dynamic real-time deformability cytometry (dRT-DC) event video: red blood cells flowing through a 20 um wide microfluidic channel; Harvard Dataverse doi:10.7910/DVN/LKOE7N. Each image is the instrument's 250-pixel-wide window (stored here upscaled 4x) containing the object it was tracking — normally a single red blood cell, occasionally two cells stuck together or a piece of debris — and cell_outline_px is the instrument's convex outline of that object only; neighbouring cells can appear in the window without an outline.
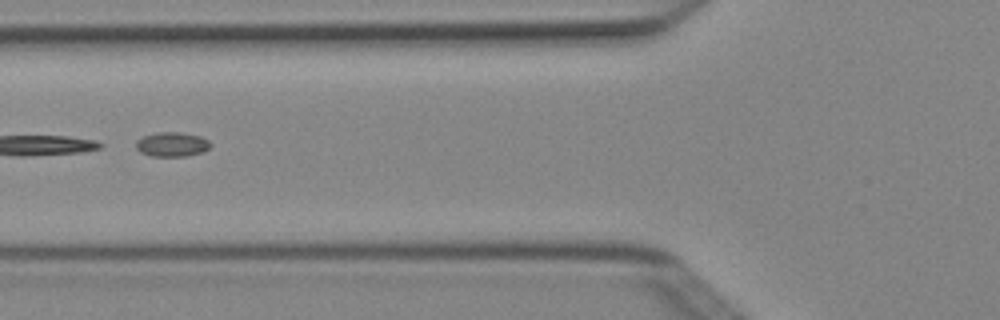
{"species": "Egyptian fruit bat (a non-hibernating species)", "species_latin": "Rousettus aegyptiacus", "temperature_condition": "cold", "stored_images_in_passage": 7, "segment_of_instrument_passage": [2, 2], "camera_frame_rate_fps": 3000, "um_per_image_px": 0.085, "animal": {"sex": "female"}, "frame": {"image": 1, "passage_image": 6, "time_ms": 1.667, "image_size_px": [1000, 320], "cell_outline_px": [[212, 144], [204, 152], [188, 156], [152, 156], [140, 152], [136, 148], [136, 140], [144, 136], [160, 132], [180, 132], [200, 136], [208, 140]], "centroid_in_image_um": [14.64, 12.27], "position_along_channel_um": 111.2, "area_um2": 10.64}}
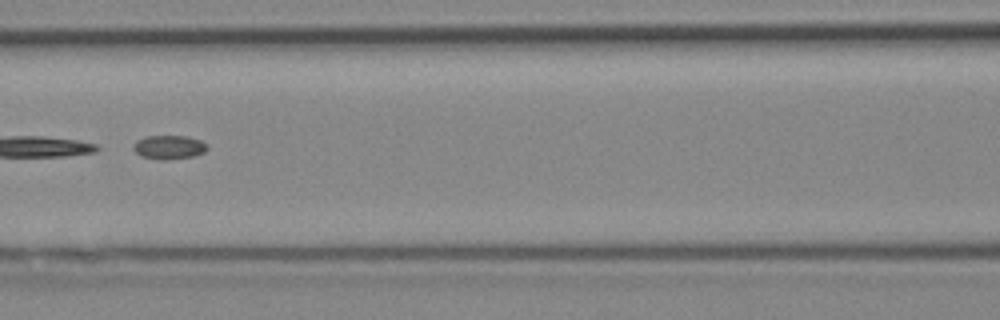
{"frame": {"image": 2, "passage_image": 7, "time_ms": 2.0, "image_size_px": [1000, 320], "cell_outline_px": [[208, 148], [204, 152], [192, 156], [164, 160], [160, 160], [140, 156], [132, 148], [136, 140], [144, 136], [188, 136], [200, 140], [208, 144]], "centroid_in_image_um": [14.35, 12.5], "position_along_channel_um": 152.2, "area_um2": 10.35}}